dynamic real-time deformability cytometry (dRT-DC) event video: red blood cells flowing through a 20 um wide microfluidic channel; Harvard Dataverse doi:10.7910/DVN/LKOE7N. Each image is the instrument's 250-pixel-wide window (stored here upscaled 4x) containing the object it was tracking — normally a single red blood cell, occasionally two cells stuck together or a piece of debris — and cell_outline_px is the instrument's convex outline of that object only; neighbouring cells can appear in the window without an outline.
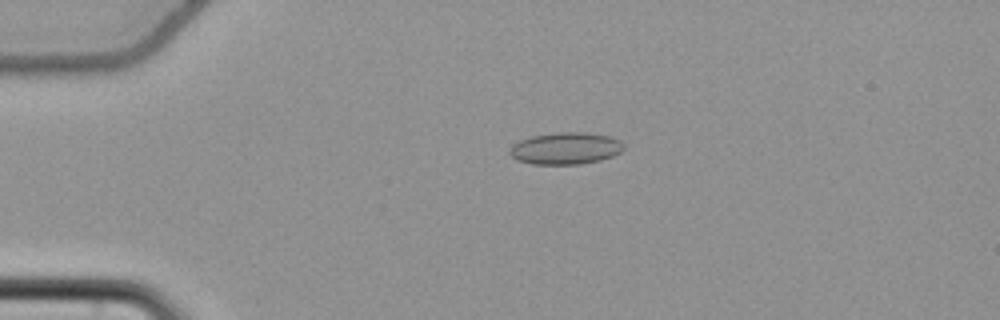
{"species": "common noctule bat (a hibernating species)", "species_latin": "Nyctalus noctula", "temperature_condition": "cold", "stored_images_in_passage": 44, "camera_frame_rate_fps": 3000, "um_per_image_px": 0.085, "animal": {"sex": "female", "body_mass_g": 22.7, "forearm_length_mm": 54.2}, "frame": {"image": 1, "passage_image": 2, "time_ms": 0.333, "image_size_px": [1000, 320], "cell_outline_px": [[624, 148], [620, 152], [612, 156], [600, 160], [580, 164], [532, 164], [516, 160], [508, 152], [512, 144], [520, 140], [532, 136], [560, 132], [584, 132], [608, 136], [620, 140], [624, 144]], "centroid_in_image_um": [48.06, 12.61], "position_along_channel_um": 36.9, "area_um2": 21.21}}
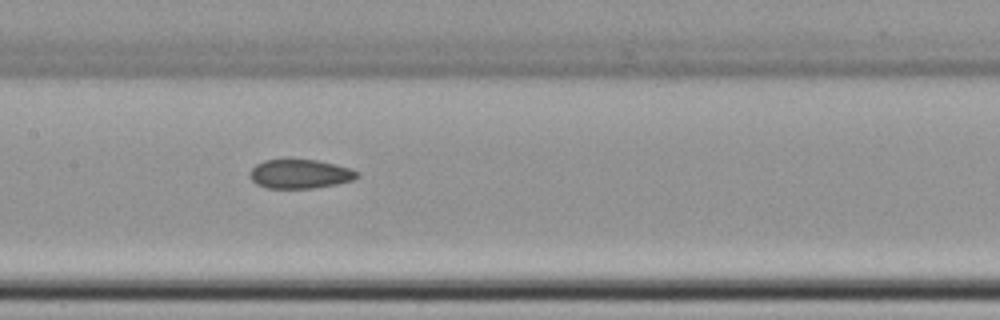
{"frame": {"image": 2, "passage_image": 17, "time_ms": 5.333, "image_size_px": [1000, 320], "cell_outline_px": [[360, 176], [352, 180], [336, 184], [312, 188], [268, 188], [256, 184], [248, 176], [248, 172], [256, 164], [264, 160], [316, 160], [336, 164], [352, 168], [360, 172]], "centroid_in_image_um": [25.51, 14.78], "position_along_channel_um": 181.9, "area_um2": 18.26}}
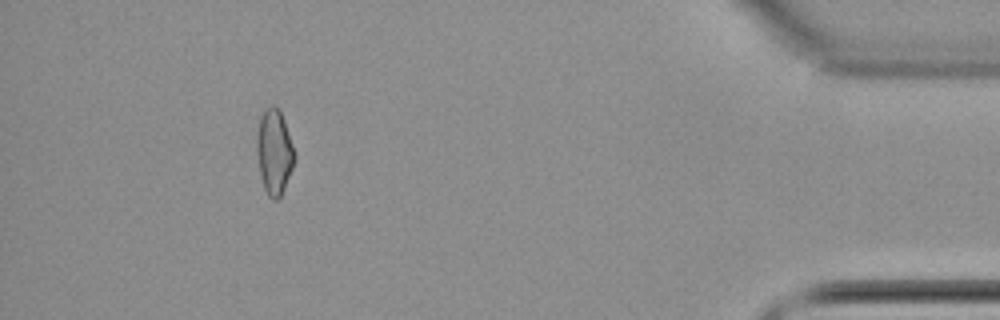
{"frame": {"image": 3, "passage_image": 40, "time_ms": 13.0, "image_size_px": [1000, 320], "cell_outline_px": [[296, 156], [292, 168], [284, 188], [280, 196], [276, 200], [272, 200], [268, 196], [264, 188], [260, 172], [256, 152], [256, 136], [260, 116], [272, 104], [280, 112], [284, 120], [296, 152]], "centroid_in_image_um": [23.31, 12.92], "position_along_channel_um": 411.9, "area_um2": 18.61}, "authors_computed_cell_mechanics": {"area_um2": 18.496, "velocity_mm_per_s": 3.7554, "shape_relaxation_time_tau1_ms": null, "shape_relaxation_time_tau2_ms": 5.3291, "deformation_change_tau1": null, "deformation_change_tau2": 0.1136}}